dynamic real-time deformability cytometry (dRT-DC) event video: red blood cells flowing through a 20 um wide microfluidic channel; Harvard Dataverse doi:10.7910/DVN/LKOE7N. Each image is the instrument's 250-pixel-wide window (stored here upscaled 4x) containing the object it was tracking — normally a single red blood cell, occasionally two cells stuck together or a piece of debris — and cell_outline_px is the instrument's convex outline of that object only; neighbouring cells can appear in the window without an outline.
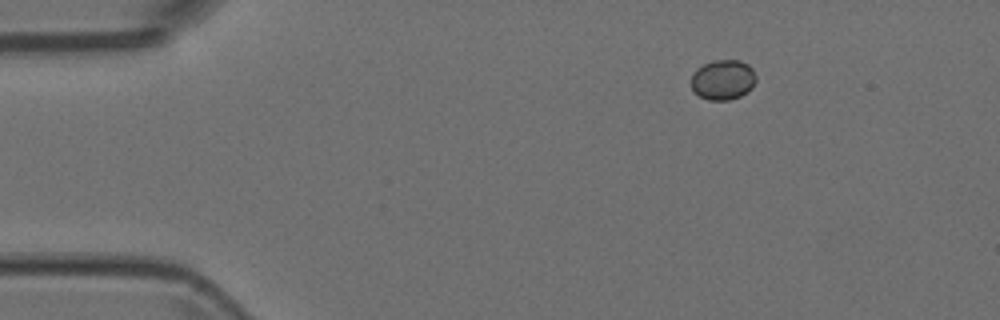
{"species": "Egyptian fruit bat (a non-hibernating species)", "species_latin": "Rousettus aegyptiacus", "temperature_condition": "room temperature", "stored_images_in_passage": 5, "camera_frame_rate_fps": 3000, "um_per_image_px": 0.085, "animal": {"sex": "female"}, "frame": {"image": 1, "passage_image": 1, "time_ms": 0.0, "image_size_px": [1000, 320], "cell_outline_px": [[756, 80], [752, 88], [748, 92], [740, 96], [728, 100], [708, 100], [692, 92], [692, 72], [696, 68], [712, 60], [740, 60], [748, 64], [752, 68], [756, 76]], "centroid_in_image_um": [61.45, 6.77], "position_along_channel_um": 23.6, "area_um2": 15.37}}
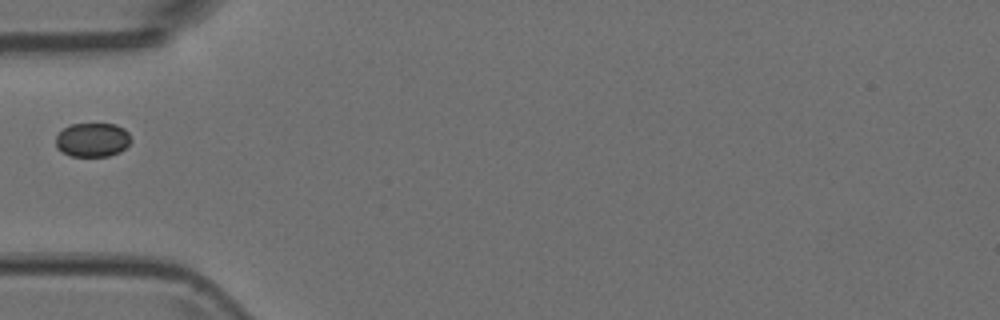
{"frame": {"image": 2, "passage_image": 4, "time_ms": 1.0, "image_size_px": [1000, 320], "cell_outline_px": [[132, 140], [120, 152], [108, 156], [72, 156], [56, 148], [56, 136], [64, 128], [72, 124], [116, 124], [124, 128], [128, 132]], "centroid_in_image_um": [7.88, 11.88], "position_along_channel_um": 77.1, "area_um2": 14.85}}
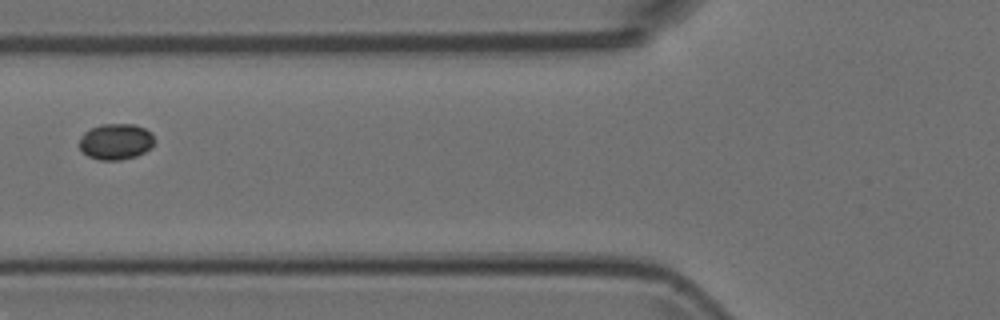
{"frame": {"image": 3, "passage_image": 5, "time_ms": 1.333, "image_size_px": [1000, 320], "cell_outline_px": [[152, 144], [144, 152], [136, 156], [120, 160], [100, 160], [88, 156], [80, 148], [80, 136], [84, 132], [100, 124], [136, 124], [152, 132]], "centroid_in_image_um": [9.82, 12.02], "position_along_channel_um": 116.0, "area_um2": 15.61}}